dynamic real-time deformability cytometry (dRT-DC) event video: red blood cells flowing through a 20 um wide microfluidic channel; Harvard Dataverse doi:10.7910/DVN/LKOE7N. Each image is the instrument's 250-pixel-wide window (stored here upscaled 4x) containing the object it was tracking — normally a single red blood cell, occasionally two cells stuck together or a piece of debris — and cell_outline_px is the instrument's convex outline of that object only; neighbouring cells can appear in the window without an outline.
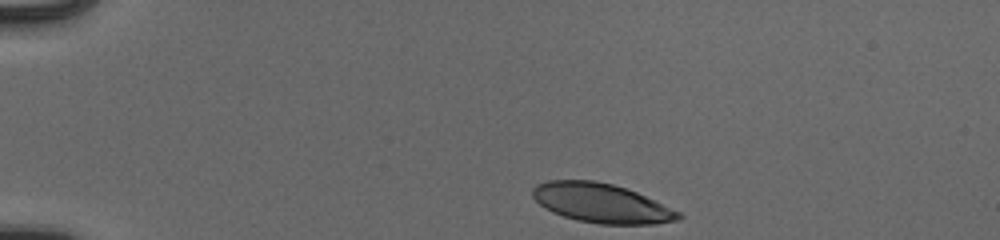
{"species": "human", "species_latin": "Homo sapiens", "temperature_condition": "cold", "stored_images_in_passage": 38, "camera_frame_rate_fps": 3000, "um_per_image_px": 0.085, "donor": {"sex": "male"}, "frame": {"image": 1, "passage_image": 1, "time_ms": 0.0, "image_size_px": [1000, 240], "cell_outline_px": [[684, 216], [680, 220], [656, 224], [600, 224], [576, 220], [552, 212], [544, 208], [532, 196], [532, 188], [536, 184], [548, 180], [592, 180], [612, 184], [636, 192], [680, 212]], "centroid_in_image_um": [51.11, 17.27], "position_along_channel_um": 33.9, "area_um2": 33.35}}
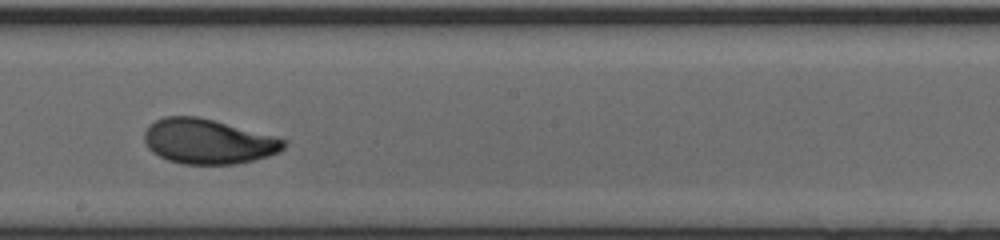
{"frame": {"image": 2, "passage_image": 22, "time_ms": 7.0, "image_size_px": [1000, 240], "cell_outline_px": [[288, 144], [280, 152], [268, 156], [236, 164], [180, 164], [168, 160], [152, 152], [148, 148], [144, 140], [144, 132], [148, 124], [164, 116], [196, 116], [212, 120], [288, 140]], "centroid_in_image_um": [17.66, 12.03], "position_along_channel_um": 230.5, "area_um2": 36.41}}
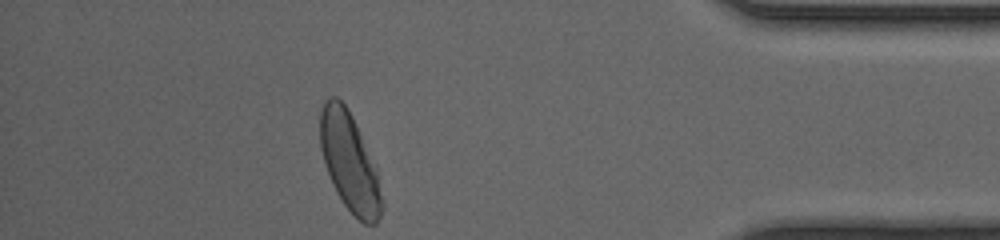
{"frame": {"image": 3, "passage_image": 38, "time_ms": 12.333, "image_size_px": [1000, 240], "cell_outline_px": [[384, 208], [376, 224], [364, 224], [344, 204], [332, 184], [320, 148], [320, 112], [324, 100], [328, 96], [336, 96], [348, 108], [356, 124], [376, 168], [384, 200]], "centroid_in_image_um": [29.72, 13.78], "position_along_channel_um": 405.5, "area_um2": 35.32}, "authors_computed_cell_mechanics": {"area_um2": 36.0383, "velocity_mm_per_s": 3.9157, "shape_relaxation_time_tau1_ms": 2.9818, "shape_relaxation_time_tau2_ms": 0.8766, "deformation_change_tau1": 0.1578, "deformation_change_tau2": 0.0525}}